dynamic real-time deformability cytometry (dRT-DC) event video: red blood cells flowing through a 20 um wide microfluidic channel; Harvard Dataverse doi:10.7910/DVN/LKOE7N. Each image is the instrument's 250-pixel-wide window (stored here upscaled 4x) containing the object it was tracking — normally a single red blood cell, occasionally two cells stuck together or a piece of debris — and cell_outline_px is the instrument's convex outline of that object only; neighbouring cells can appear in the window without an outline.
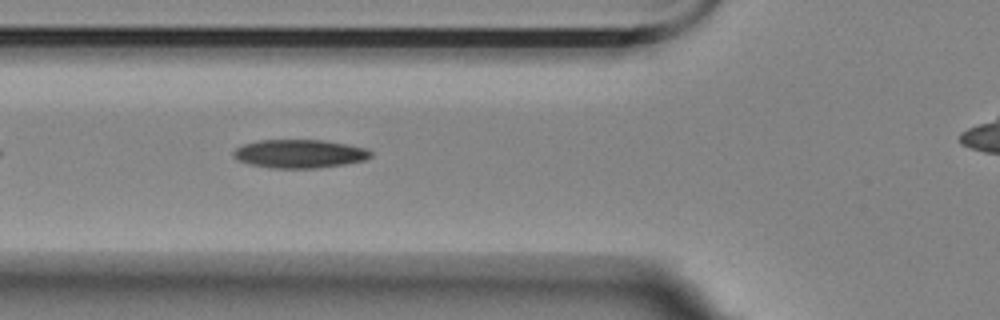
{"species": "Egyptian fruit bat (a non-hibernating species)", "species_latin": "Rousettus aegyptiacus", "temperature_condition": "room temperature", "stored_images_in_passage": 35, "camera_frame_rate_fps": 3000, "um_per_image_px": 0.085, "animal": {"sex": "female"}, "frame": {"image": 1, "passage_image": 7, "time_ms": 2.0, "image_size_px": [1000, 320], "cell_outline_px": [[372, 156], [364, 160], [344, 164], [320, 168], [268, 168], [248, 164], [236, 160], [232, 156], [232, 152], [236, 148], [244, 144], [260, 140], [324, 140], [348, 144], [368, 148], [372, 152]], "centroid_in_image_um": [25.45, 13.07], "position_along_channel_um": 100.4, "area_um2": 23.06}}
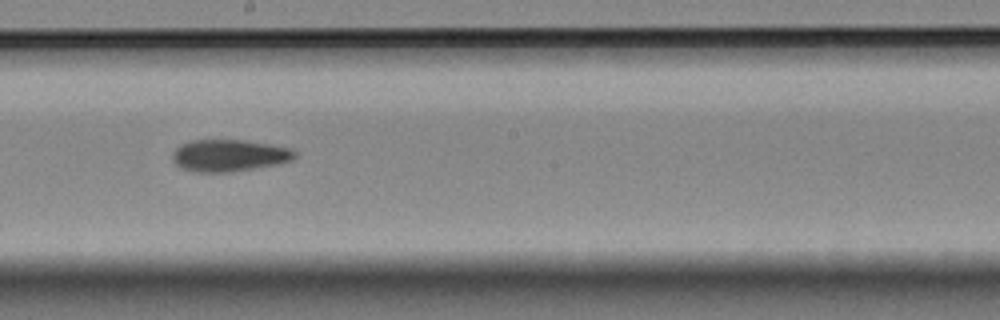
{"frame": {"image": 2, "passage_image": 18, "time_ms": 5.667, "image_size_px": [1000, 320], "cell_outline_px": [[296, 156], [292, 160], [280, 164], [228, 172], [196, 172], [180, 168], [172, 160], [172, 156], [176, 148], [180, 144], [192, 140], [244, 140], [292, 148], [296, 152]], "centroid_in_image_um": [19.48, 13.21], "position_along_channel_um": 228.7, "area_um2": 22.83}}
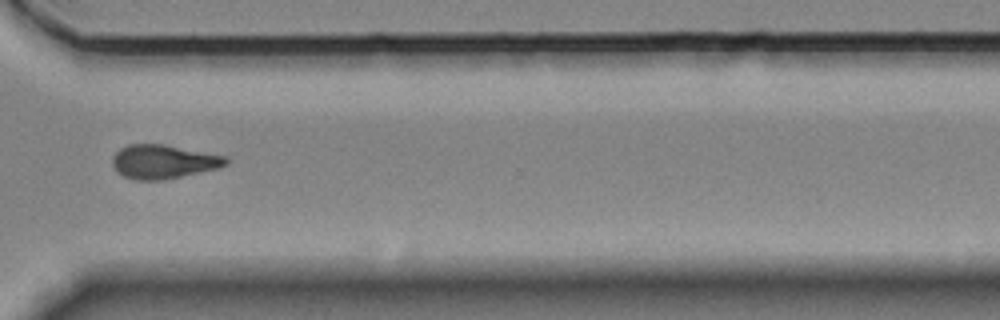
{"frame": {"image": 3, "passage_image": 29, "time_ms": 9.333, "image_size_px": [1000, 320], "cell_outline_px": [[228, 164], [220, 168], [164, 180], [136, 180], [124, 176], [112, 164], [112, 156], [120, 148], [128, 144], [164, 144], [228, 156]], "centroid_in_image_um": [13.93, 13.73], "position_along_channel_um": 356.7, "area_um2": 22.54}, "authors_computed_cell_mechanics": {"area_um2": 22.542, "velocity_mm_per_s": 3.4935, "shape_relaxation_time_tau1_ms": 6.1653, "shape_relaxation_time_tau2_ms": 6.9061, "deformation_change_tau1": 0.1481, "deformation_change_tau2": 0.1415}}